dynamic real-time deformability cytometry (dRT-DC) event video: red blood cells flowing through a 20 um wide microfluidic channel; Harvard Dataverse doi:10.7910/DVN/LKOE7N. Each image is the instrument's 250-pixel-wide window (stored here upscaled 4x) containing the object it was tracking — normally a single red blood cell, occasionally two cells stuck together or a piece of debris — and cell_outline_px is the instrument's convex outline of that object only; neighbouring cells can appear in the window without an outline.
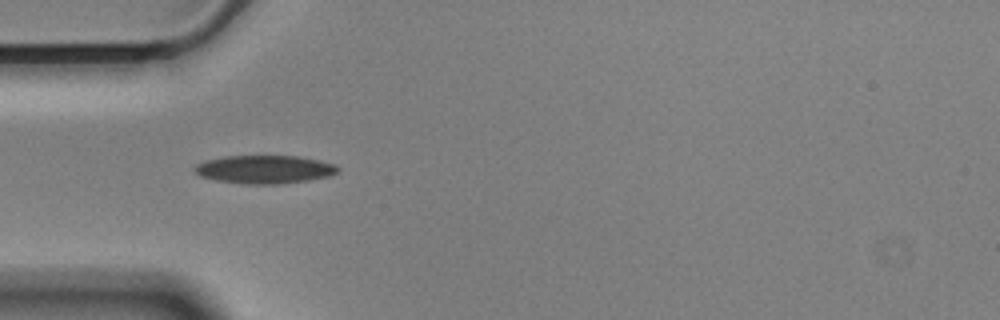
{"species": "Egyptian fruit bat (a non-hibernating species)", "species_latin": "Rousettus aegyptiacus", "temperature_condition": "cold", "stored_images_in_passage": 25, "camera_frame_rate_fps": 3000, "um_per_image_px": 0.085, "animal": {"sex": "male"}, "frame": {"image": 1, "passage_image": 1, "time_ms": 0.0, "image_size_px": [1000, 320], "cell_outline_px": [[340, 168], [336, 172], [328, 176], [308, 180], [276, 184], [244, 184], [216, 180], [200, 176], [192, 168], [196, 164], [208, 160], [224, 156], [296, 156], [320, 160], [336, 164]], "centroid_in_image_um": [22.48, 14.39], "position_along_channel_um": 62.5, "area_um2": 23.47}}
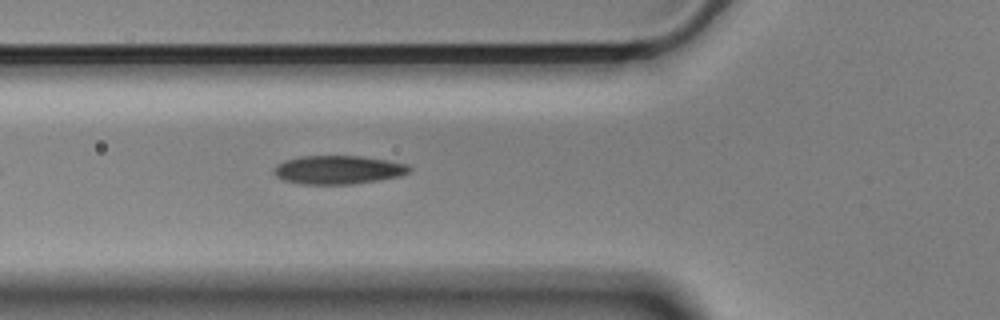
{"frame": {"image": 2, "passage_image": 4, "time_ms": 1.0, "image_size_px": [1000, 320], "cell_outline_px": [[412, 168], [408, 172], [400, 176], [352, 184], [300, 184], [284, 180], [276, 176], [272, 172], [272, 168], [276, 164], [284, 160], [304, 156], [360, 156], [388, 160], [408, 164]], "centroid_in_image_um": [28.71, 14.43], "position_along_channel_um": 97.1, "area_um2": 22.6}}